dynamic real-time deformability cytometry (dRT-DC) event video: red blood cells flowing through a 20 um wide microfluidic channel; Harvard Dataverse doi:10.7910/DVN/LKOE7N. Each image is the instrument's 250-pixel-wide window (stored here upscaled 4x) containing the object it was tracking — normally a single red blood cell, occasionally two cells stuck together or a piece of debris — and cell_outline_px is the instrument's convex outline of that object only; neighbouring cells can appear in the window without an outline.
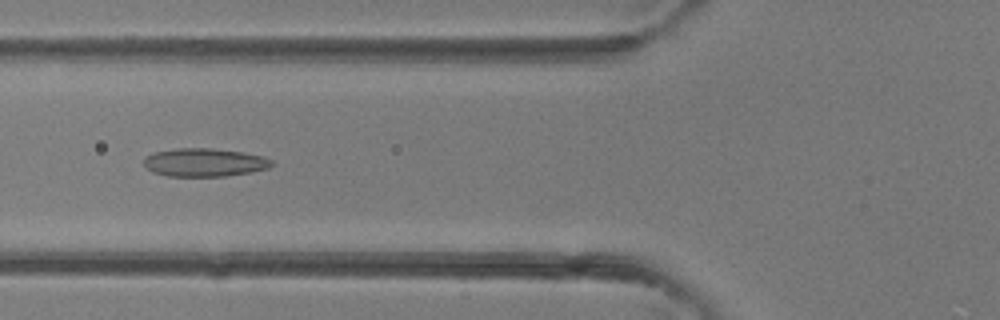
{"species": "common noctule bat (a hibernating species)", "species_latin": "Nyctalus noctula", "temperature_condition": "room temperature", "stored_images_in_passage": 41, "camera_frame_rate_fps": 3000, "um_per_image_px": 0.085, "animal": {"sex": "female"}, "frame": {"image": 1, "passage_image": 15, "time_ms": 4.667, "image_size_px": [1000, 320], "cell_outline_px": [[272, 164], [268, 168], [252, 172], [224, 176], [168, 176], [152, 172], [144, 164], [144, 160], [148, 156], [156, 152], [176, 148], [212, 148], [244, 152], [264, 156], [272, 160]], "centroid_in_image_um": [17.41, 13.8], "position_along_channel_um": 108.4, "area_um2": 20.98}}
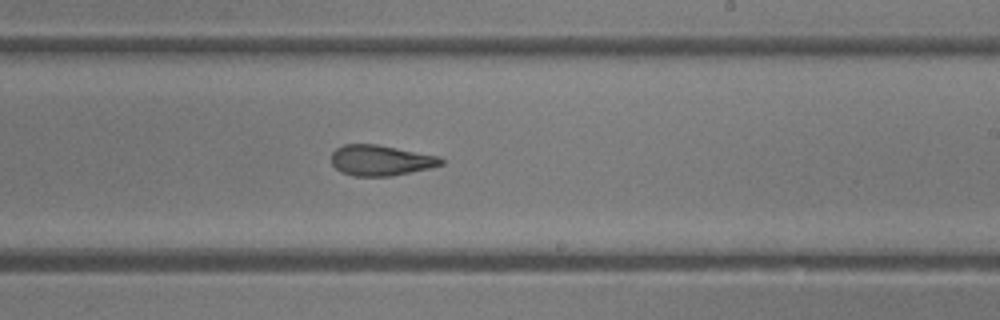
{"frame": {"image": 2, "passage_image": 24, "time_ms": 7.667, "image_size_px": [1000, 320], "cell_outline_px": [[444, 164], [428, 168], [392, 176], [352, 176], [340, 172], [332, 164], [332, 152], [336, 148], [344, 144], [376, 144], [440, 156], [444, 160]], "centroid_in_image_um": [32.35, 13.63], "position_along_channel_um": 256.6, "area_um2": 19.59}}
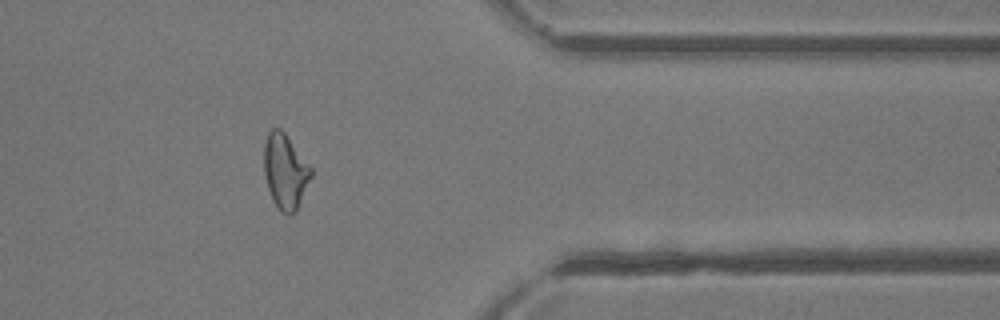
{"frame": {"image": 3, "passage_image": 33, "time_ms": 10.667, "image_size_px": [1000, 320], "cell_outline_px": [[312, 176], [300, 204], [296, 212], [288, 216], [272, 200], [268, 188], [264, 172], [264, 144], [268, 132], [272, 128], [280, 128], [284, 132], [312, 168]], "centroid_in_image_um": [24.25, 14.57], "position_along_channel_um": 387.1, "area_um2": 20.46}}